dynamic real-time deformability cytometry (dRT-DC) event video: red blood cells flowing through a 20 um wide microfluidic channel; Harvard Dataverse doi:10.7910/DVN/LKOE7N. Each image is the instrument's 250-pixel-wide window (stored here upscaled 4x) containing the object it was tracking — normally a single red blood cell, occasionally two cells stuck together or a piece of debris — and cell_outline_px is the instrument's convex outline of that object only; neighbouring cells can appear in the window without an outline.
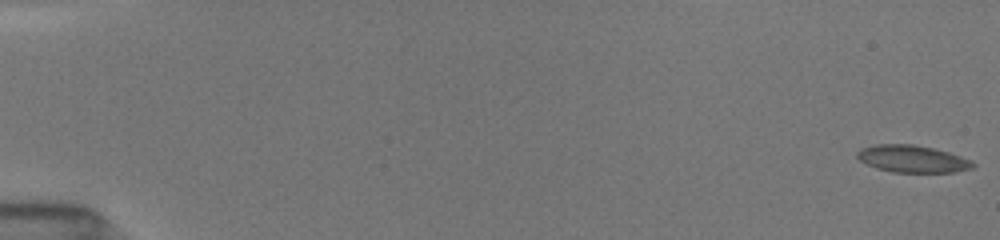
{"species": "common noctule bat (a hibernating species)", "species_latin": "Nyctalus noctula", "temperature_condition": "room temperature", "stored_images_in_passage": 30, "camera_frame_rate_fps": 3000, "um_per_image_px": 0.085, "animal": {"sex": "female", "body_mass_g": 19.5, "forearm_length_mm": 54.1}, "frame": {"image": 1, "passage_image": 1, "time_ms": 0.0, "image_size_px": [1000, 240], "cell_outline_px": [[976, 164], [972, 168], [952, 172], [892, 172], [876, 168], [860, 160], [856, 156], [856, 152], [860, 148], [876, 144], [912, 144], [932, 148], [948, 152], [960, 156]], "centroid_in_image_um": [77.5, 13.5], "position_along_channel_um": 7.5, "area_um2": 18.15}}
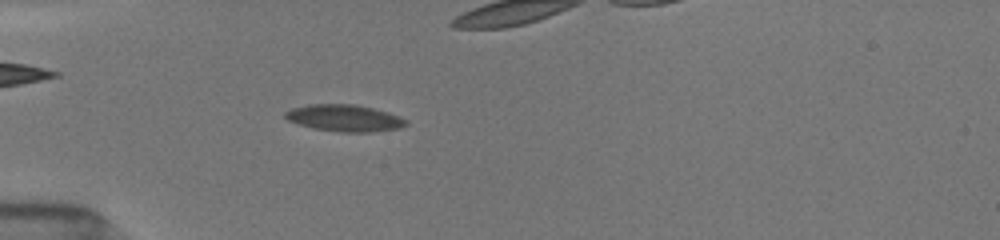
{"frame": {"image": 2, "passage_image": 23, "time_ms": 5.333, "image_size_px": [1000, 240], "cell_outline_px": [[408, 124], [400, 128], [372, 132], [340, 132], [312, 128], [288, 120], [284, 116], [284, 112], [292, 108], [308, 104], [356, 104], [388, 112], [408, 120]], "centroid_in_image_um": [29.29, 10.03], "position_along_channel_um": 55.7, "area_um2": 18.9}}